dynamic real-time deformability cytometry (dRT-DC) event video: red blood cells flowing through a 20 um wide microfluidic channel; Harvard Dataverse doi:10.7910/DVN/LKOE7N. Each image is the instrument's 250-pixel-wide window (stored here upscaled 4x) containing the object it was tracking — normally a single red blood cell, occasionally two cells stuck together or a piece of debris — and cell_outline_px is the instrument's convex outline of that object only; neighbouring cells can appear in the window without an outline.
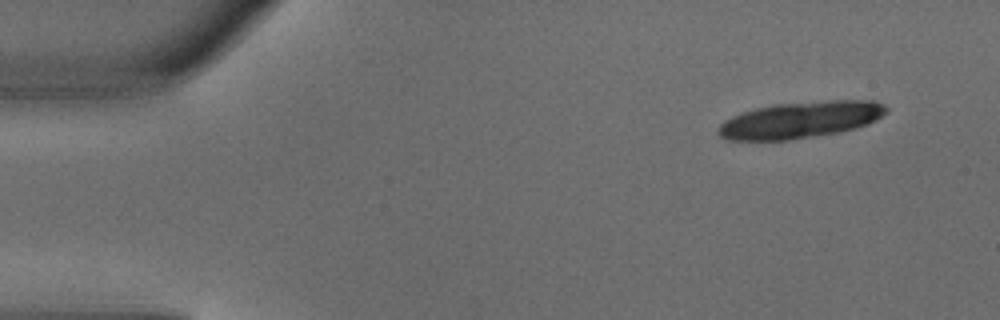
{"species": "common noctule bat (a hibernating species)", "species_latin": "Nyctalus noctula", "temperature_condition": "warm", "stored_images_in_passage": 6, "camera_frame_rate_fps": 3000, "um_per_image_px": 0.085, "animal": {"sex": "male", "body_mass_g": 18.8}, "frame": {"image": 1, "passage_image": 1, "time_ms": 0.0, "image_size_px": [1000, 320], "cell_outline_px": [[888, 112], [876, 120], [856, 128], [840, 132], [788, 140], [728, 140], [720, 136], [716, 132], [716, 128], [724, 120], [732, 116], [756, 108], [776, 104], [828, 100], [872, 100], [884, 104], [888, 108]], "centroid_in_image_um": [68.04, 10.19], "position_along_channel_um": 17.0, "area_um2": 35.89}}
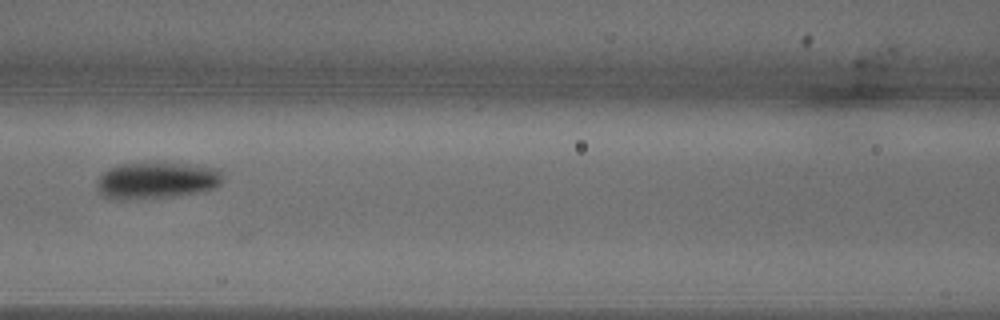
{"frame": {"image": 2, "passage_image": 6, "time_ms": 1.667, "image_size_px": [1000, 320], "cell_outline_px": [[224, 180], [216, 188], [196, 192], [172, 196], [128, 200], [112, 200], [104, 196], [96, 188], [96, 184], [100, 176], [108, 168], [124, 164], [184, 164], [220, 168], [224, 176]], "centroid_in_image_um": [13.32, 15.36], "position_along_channel_um": 153.3, "area_um2": 26.76}}